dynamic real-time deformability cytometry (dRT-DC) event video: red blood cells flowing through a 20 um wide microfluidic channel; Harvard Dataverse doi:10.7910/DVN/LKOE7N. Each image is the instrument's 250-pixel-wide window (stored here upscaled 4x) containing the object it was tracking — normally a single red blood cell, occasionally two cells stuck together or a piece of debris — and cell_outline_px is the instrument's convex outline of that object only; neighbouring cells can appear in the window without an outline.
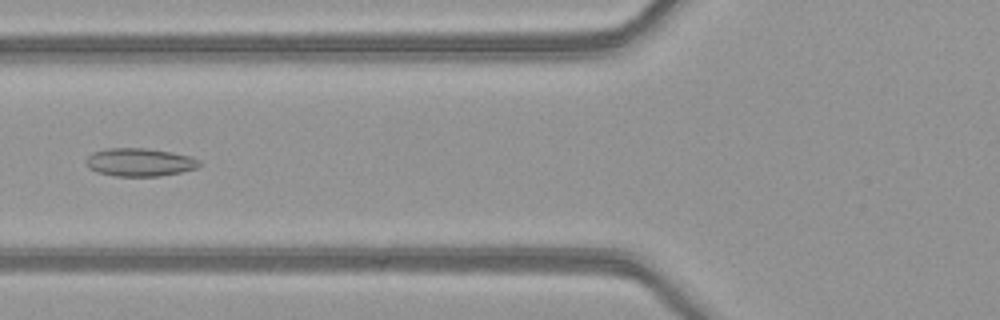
{"species": "common noctule bat (a hibernating species)", "species_latin": "Nyctalus noctula", "temperature_condition": "warm", "stored_images_in_passage": 7, "camera_frame_rate_fps": 3000, "um_per_image_px": 0.085, "animal": {"sex": "female", "body_mass_g": 21.9}, "frame": {"image": 1, "passage_image": 6, "time_ms": 1.667, "image_size_px": [1000, 320], "cell_outline_px": [[200, 164], [196, 168], [180, 172], [160, 176], [116, 176], [96, 172], [88, 168], [84, 164], [84, 160], [92, 152], [108, 148], [148, 148], [172, 152], [192, 156], [200, 160]], "centroid_in_image_um": [11.84, 13.78], "position_along_channel_um": 114.0, "area_um2": 18.79}}
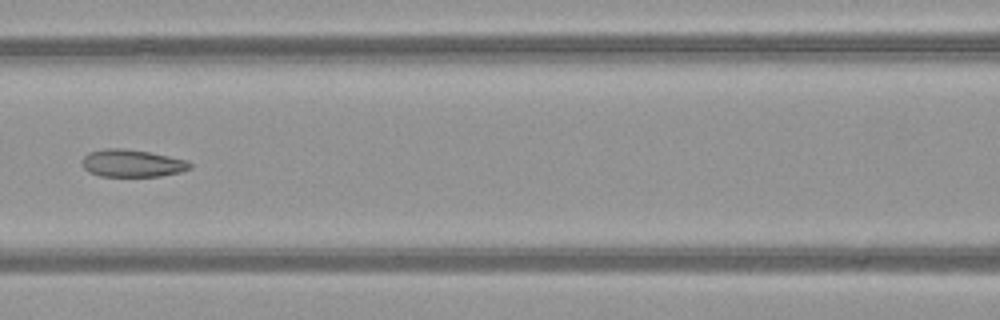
{"frame": {"image": 2, "passage_image": 7, "time_ms": 2.0, "image_size_px": [1000, 320], "cell_outline_px": [[192, 168], [180, 172], [160, 176], [100, 176], [88, 172], [84, 168], [80, 160], [88, 152], [104, 148], [124, 148], [148, 152], [188, 160], [192, 164]], "centroid_in_image_um": [11.2, 13.87], "position_along_channel_um": 155.4, "area_um2": 17.4}}